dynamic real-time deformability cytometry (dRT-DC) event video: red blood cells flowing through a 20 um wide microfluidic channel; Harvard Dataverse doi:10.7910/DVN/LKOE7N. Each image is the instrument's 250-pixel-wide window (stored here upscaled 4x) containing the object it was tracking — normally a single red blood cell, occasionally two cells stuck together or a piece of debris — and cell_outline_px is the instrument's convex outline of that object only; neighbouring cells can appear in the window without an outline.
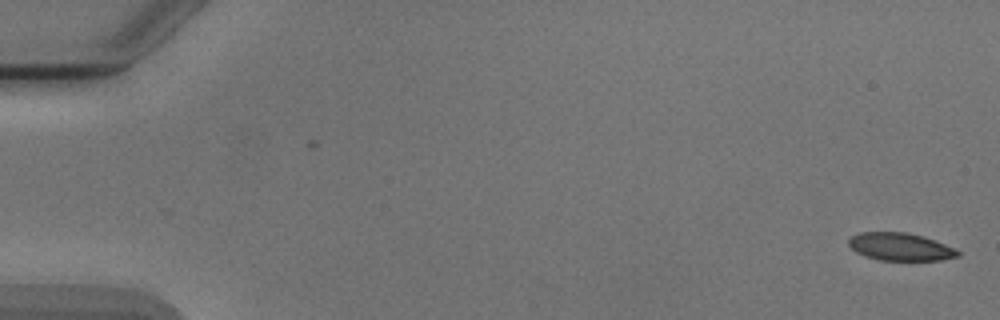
{"species": "Egyptian fruit bat (a non-hibernating species)", "species_latin": "Rousettus aegyptiacus", "temperature_condition": "cold", "stored_images_in_passage": 53, "camera_frame_rate_fps": 3000, "um_per_image_px": 0.085, "animal": {"sex": "male"}, "frame": {"image": 1, "passage_image": 1, "time_ms": 0.0, "image_size_px": [1000, 320], "cell_outline_px": [[960, 256], [940, 260], [880, 260], [864, 256], [856, 252], [848, 244], [848, 240], [852, 236], [860, 232], [908, 232], [924, 236], [944, 244], [960, 252]], "centroid_in_image_um": [76.5, 20.97], "position_along_channel_um": 8.5, "area_um2": 17.57}}
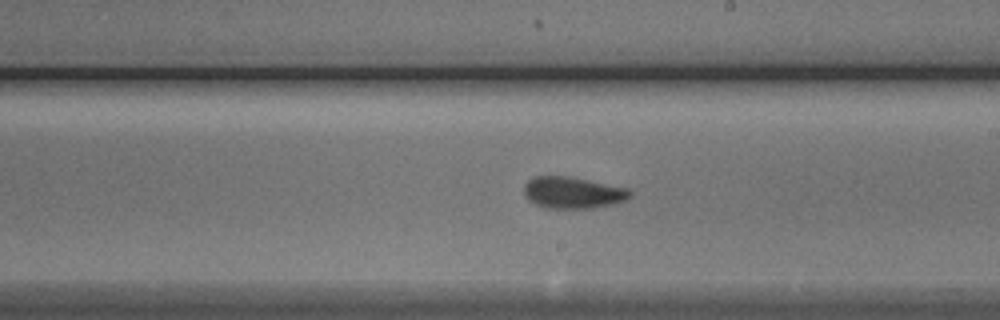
{"frame": {"image": 2, "passage_image": 31, "time_ms": 10.0, "image_size_px": [1000, 320], "cell_outline_px": [[632, 196], [628, 200], [616, 204], [592, 208], [544, 208], [528, 200], [524, 196], [524, 184], [528, 180], [536, 176], [568, 176], [628, 188], [632, 192]], "centroid_in_image_um": [48.71, 16.38], "position_along_channel_um": 240.3, "area_um2": 19.77}}
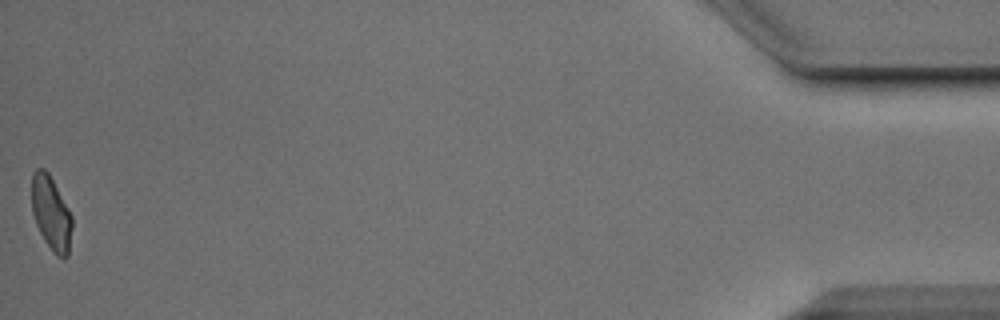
{"frame": {"image": 3, "passage_image": 53, "time_ms": 17.333, "image_size_px": [1000, 320], "cell_outline_px": [[72, 228], [68, 256], [64, 260], [56, 256], [52, 252], [44, 240], [36, 224], [32, 212], [32, 176], [36, 168], [44, 168], [48, 172], [68, 208], [72, 216]], "centroid_in_image_um": [4.35, 18.17], "position_along_channel_um": 430.8, "area_um2": 17.46}, "authors_computed_cell_mechanics": {"area_um2": 19.1318, "velocity_mm_per_s": 3.8872, "shape_relaxation_time_tau1_ms": 3.3617, "shape_relaxation_time_tau2_ms": 2.1637, "deformation_change_tau1": 0.098, "deformation_change_tau2": 0.0602}}